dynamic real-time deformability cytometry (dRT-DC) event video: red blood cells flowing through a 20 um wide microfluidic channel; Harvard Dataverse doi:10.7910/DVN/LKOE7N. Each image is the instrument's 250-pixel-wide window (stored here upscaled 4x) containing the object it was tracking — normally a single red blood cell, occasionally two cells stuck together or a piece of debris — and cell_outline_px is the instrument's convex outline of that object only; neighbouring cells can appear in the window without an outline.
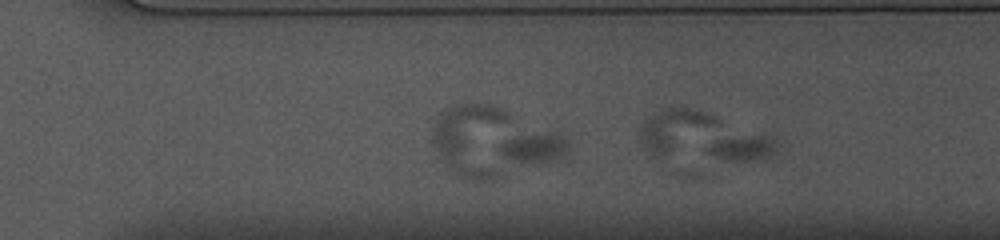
{"species": "common noctule bat (a hibernating species)", "species_latin": "Nyctalus noctula", "temperature_condition": "cold", "stored_images_in_passage": 23, "camera_frame_rate_fps": 3000, "um_per_image_px": 0.085, "animal": {"sex": "female", "body_mass_g": 10.0, "forearm_length_mm": 53.1}, "frame": {"image": 1, "passage_image": 23, "time_ms": 7.333, "image_size_px": [1000, 240], "cell_outline_px": [[780, 144], [776, 152], [768, 156], [756, 160], [732, 160], [716, 156], [708, 152], [704, 148], [716, 136], [772, 136]], "centroid_in_image_um": [63.14, 12.52], "position_along_channel_um": 307.5, "area_um2": 10.69}}